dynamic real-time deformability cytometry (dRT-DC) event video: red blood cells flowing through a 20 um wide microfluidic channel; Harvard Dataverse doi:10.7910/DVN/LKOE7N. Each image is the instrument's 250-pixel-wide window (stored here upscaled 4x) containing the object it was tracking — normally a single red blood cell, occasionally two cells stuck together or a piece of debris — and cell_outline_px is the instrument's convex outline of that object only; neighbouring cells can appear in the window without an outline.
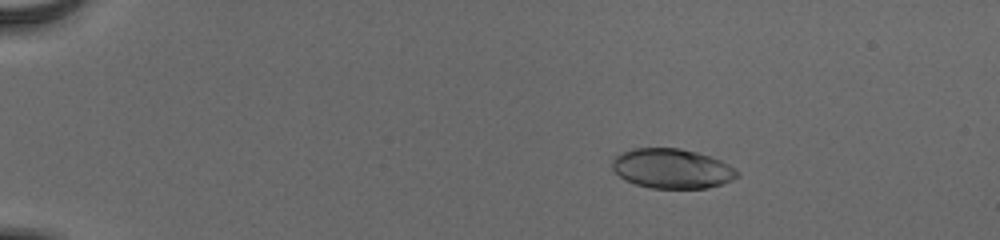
{"species": "human", "species_latin": "Homo sapiens", "temperature_condition": "cold", "stored_images_in_passage": 55, "camera_frame_rate_fps": 3000, "um_per_image_px": 0.085, "donor": {"sex": "male"}, "frame": {"image": 1, "passage_image": 10, "time_ms": 3.0, "image_size_px": [1000, 240], "cell_outline_px": [[740, 176], [732, 180], [708, 188], [648, 188], [624, 180], [612, 168], [612, 160], [620, 152], [632, 148], [680, 148], [696, 152], [720, 160], [736, 168], [740, 172]], "centroid_in_image_um": [57.12, 14.33], "position_along_channel_um": 27.9, "area_um2": 29.07}}
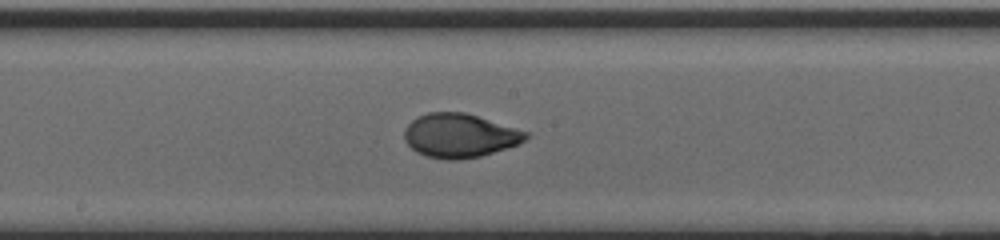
{"frame": {"image": 2, "passage_image": 32, "time_ms": 10.333, "image_size_px": [1000, 240], "cell_outline_px": [[528, 136], [524, 140], [516, 144], [480, 156], [460, 160], [444, 160], [428, 156], [416, 152], [404, 140], [404, 128], [416, 116], [428, 112], [464, 112], [516, 128], [528, 132]], "centroid_in_image_um": [39.01, 11.52], "position_along_channel_um": 209.2, "area_um2": 30.87}}
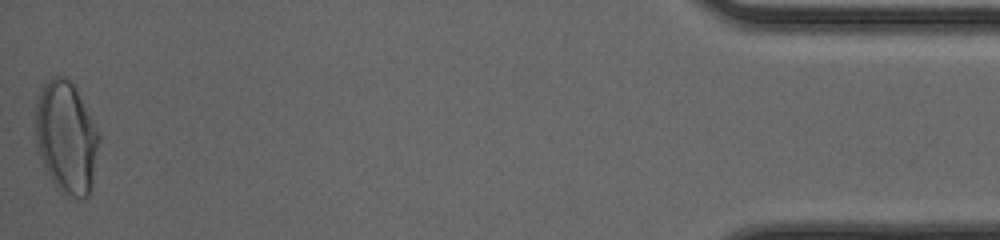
{"frame": {"image": 3, "passage_image": 55, "time_ms": 18.0, "image_size_px": [1000, 240], "cell_outline_px": [[100, 140], [92, 184], [88, 196], [84, 200], [80, 200], [64, 196], [60, 192], [44, 168], [36, 152], [32, 112], [36, 96], [40, 88], [52, 76], [64, 76], [76, 88], [100, 136]], "centroid_in_image_um": [5.57, 11.69], "position_along_channel_um": 429.6, "area_um2": 42.83}, "authors_computed_cell_mechanics": {"area_um2": 30.5762, "velocity_mm_per_s": 3.897, "shape_relaxation_time_tau1_ms": 4.0986, "shape_relaxation_time_tau2_ms": null, "deformation_change_tau1": 0.1678, "deformation_change_tau2": null}}